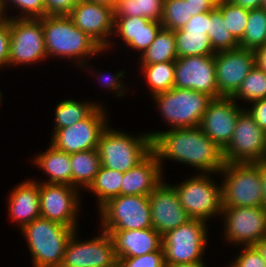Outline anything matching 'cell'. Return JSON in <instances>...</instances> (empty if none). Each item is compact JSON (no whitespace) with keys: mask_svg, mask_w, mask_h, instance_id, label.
Segmentation results:
<instances>
[{"mask_svg":"<svg viewBox=\"0 0 266 267\" xmlns=\"http://www.w3.org/2000/svg\"><path fill=\"white\" fill-rule=\"evenodd\" d=\"M117 258L138 257L162 248V236L152 227L133 230H110Z\"/></svg>","mask_w":266,"mask_h":267,"instance_id":"7402d4cb","label":"cell"},{"mask_svg":"<svg viewBox=\"0 0 266 267\" xmlns=\"http://www.w3.org/2000/svg\"><path fill=\"white\" fill-rule=\"evenodd\" d=\"M246 107H240L232 97L213 98L202 117L199 128L222 150L229 144L239 114Z\"/></svg>","mask_w":266,"mask_h":267,"instance_id":"d6986e66","label":"cell"},{"mask_svg":"<svg viewBox=\"0 0 266 267\" xmlns=\"http://www.w3.org/2000/svg\"><path fill=\"white\" fill-rule=\"evenodd\" d=\"M218 2L219 0H188L189 15L210 12L217 7Z\"/></svg>","mask_w":266,"mask_h":267,"instance_id":"bcb514c9","label":"cell"},{"mask_svg":"<svg viewBox=\"0 0 266 267\" xmlns=\"http://www.w3.org/2000/svg\"><path fill=\"white\" fill-rule=\"evenodd\" d=\"M214 58L218 97H232L255 66L254 51L238 47L216 52Z\"/></svg>","mask_w":266,"mask_h":267,"instance_id":"e0dca14e","label":"cell"},{"mask_svg":"<svg viewBox=\"0 0 266 267\" xmlns=\"http://www.w3.org/2000/svg\"><path fill=\"white\" fill-rule=\"evenodd\" d=\"M123 173L101 166L88 190L96 195L98 209L109 199L119 196Z\"/></svg>","mask_w":266,"mask_h":267,"instance_id":"83f0119b","label":"cell"},{"mask_svg":"<svg viewBox=\"0 0 266 267\" xmlns=\"http://www.w3.org/2000/svg\"><path fill=\"white\" fill-rule=\"evenodd\" d=\"M140 56L138 59L141 65L175 62L178 57L174 31L162 28L155 40Z\"/></svg>","mask_w":266,"mask_h":267,"instance_id":"4316f807","label":"cell"},{"mask_svg":"<svg viewBox=\"0 0 266 267\" xmlns=\"http://www.w3.org/2000/svg\"><path fill=\"white\" fill-rule=\"evenodd\" d=\"M32 256V267H60L75 229L39 217L20 230Z\"/></svg>","mask_w":266,"mask_h":267,"instance_id":"3957f363","label":"cell"},{"mask_svg":"<svg viewBox=\"0 0 266 267\" xmlns=\"http://www.w3.org/2000/svg\"><path fill=\"white\" fill-rule=\"evenodd\" d=\"M177 57L215 55L207 33L174 31Z\"/></svg>","mask_w":266,"mask_h":267,"instance_id":"f546056e","label":"cell"},{"mask_svg":"<svg viewBox=\"0 0 266 267\" xmlns=\"http://www.w3.org/2000/svg\"><path fill=\"white\" fill-rule=\"evenodd\" d=\"M0 18V68L9 66L10 53V18Z\"/></svg>","mask_w":266,"mask_h":267,"instance_id":"60d3db41","label":"cell"},{"mask_svg":"<svg viewBox=\"0 0 266 267\" xmlns=\"http://www.w3.org/2000/svg\"><path fill=\"white\" fill-rule=\"evenodd\" d=\"M9 194V217L20 230L34 219L41 217L39 203V181L25 180L12 189Z\"/></svg>","mask_w":266,"mask_h":267,"instance_id":"cb8c5ba5","label":"cell"},{"mask_svg":"<svg viewBox=\"0 0 266 267\" xmlns=\"http://www.w3.org/2000/svg\"><path fill=\"white\" fill-rule=\"evenodd\" d=\"M152 152L163 171V159L194 166L202 173L219 174L224 166L223 152L199 127L176 128L149 133Z\"/></svg>","mask_w":266,"mask_h":267,"instance_id":"6da1fadb","label":"cell"},{"mask_svg":"<svg viewBox=\"0 0 266 267\" xmlns=\"http://www.w3.org/2000/svg\"><path fill=\"white\" fill-rule=\"evenodd\" d=\"M68 17L76 27L94 39L105 51L111 48L110 37L113 35L114 29L112 6L80 0Z\"/></svg>","mask_w":266,"mask_h":267,"instance_id":"ac0fdd59","label":"cell"},{"mask_svg":"<svg viewBox=\"0 0 266 267\" xmlns=\"http://www.w3.org/2000/svg\"><path fill=\"white\" fill-rule=\"evenodd\" d=\"M250 104L252 107H247V111L253 116L257 125L266 132V98L256 100Z\"/></svg>","mask_w":266,"mask_h":267,"instance_id":"ee69618b","label":"cell"},{"mask_svg":"<svg viewBox=\"0 0 266 267\" xmlns=\"http://www.w3.org/2000/svg\"><path fill=\"white\" fill-rule=\"evenodd\" d=\"M97 150L101 166L125 173L152 152V138L149 132L135 137L108 126L100 136Z\"/></svg>","mask_w":266,"mask_h":267,"instance_id":"277c9868","label":"cell"},{"mask_svg":"<svg viewBox=\"0 0 266 267\" xmlns=\"http://www.w3.org/2000/svg\"><path fill=\"white\" fill-rule=\"evenodd\" d=\"M254 247L258 250L263 260L266 262V236L260 239Z\"/></svg>","mask_w":266,"mask_h":267,"instance_id":"f907efd6","label":"cell"},{"mask_svg":"<svg viewBox=\"0 0 266 267\" xmlns=\"http://www.w3.org/2000/svg\"><path fill=\"white\" fill-rule=\"evenodd\" d=\"M8 2L9 6L12 3L14 7L16 6L20 10L19 16L17 14L14 18L39 19L45 16L44 0H0V15L2 18H6L5 10Z\"/></svg>","mask_w":266,"mask_h":267,"instance_id":"74e56055","label":"cell"},{"mask_svg":"<svg viewBox=\"0 0 266 267\" xmlns=\"http://www.w3.org/2000/svg\"><path fill=\"white\" fill-rule=\"evenodd\" d=\"M105 113V108L97 106L85 119L52 131L50 144L68 154L97 149L100 136L108 127Z\"/></svg>","mask_w":266,"mask_h":267,"instance_id":"8fae6325","label":"cell"},{"mask_svg":"<svg viewBox=\"0 0 266 267\" xmlns=\"http://www.w3.org/2000/svg\"><path fill=\"white\" fill-rule=\"evenodd\" d=\"M207 35L215 53L239 47V42L228 31L222 13L217 7L208 12Z\"/></svg>","mask_w":266,"mask_h":267,"instance_id":"d6a6232c","label":"cell"},{"mask_svg":"<svg viewBox=\"0 0 266 267\" xmlns=\"http://www.w3.org/2000/svg\"><path fill=\"white\" fill-rule=\"evenodd\" d=\"M255 164L259 167V173L262 180L263 206L266 208V161L259 160L258 162H255Z\"/></svg>","mask_w":266,"mask_h":267,"instance_id":"c3c4849f","label":"cell"},{"mask_svg":"<svg viewBox=\"0 0 266 267\" xmlns=\"http://www.w3.org/2000/svg\"><path fill=\"white\" fill-rule=\"evenodd\" d=\"M192 15H189L188 0H164L161 24L169 30L182 29Z\"/></svg>","mask_w":266,"mask_h":267,"instance_id":"8d00e7d4","label":"cell"},{"mask_svg":"<svg viewBox=\"0 0 266 267\" xmlns=\"http://www.w3.org/2000/svg\"><path fill=\"white\" fill-rule=\"evenodd\" d=\"M162 28L161 22L146 17H114L113 35L120 36L126 46L142 55Z\"/></svg>","mask_w":266,"mask_h":267,"instance_id":"603a6c76","label":"cell"},{"mask_svg":"<svg viewBox=\"0 0 266 267\" xmlns=\"http://www.w3.org/2000/svg\"><path fill=\"white\" fill-rule=\"evenodd\" d=\"M101 231L92 239L79 241L75 230L66 244L60 267H117L113 239L108 232Z\"/></svg>","mask_w":266,"mask_h":267,"instance_id":"7c38bea8","label":"cell"},{"mask_svg":"<svg viewBox=\"0 0 266 267\" xmlns=\"http://www.w3.org/2000/svg\"><path fill=\"white\" fill-rule=\"evenodd\" d=\"M34 163L49 175V179L44 183L72 186L70 154L59 151L50 144L45 152L34 157Z\"/></svg>","mask_w":266,"mask_h":267,"instance_id":"d4e9b609","label":"cell"},{"mask_svg":"<svg viewBox=\"0 0 266 267\" xmlns=\"http://www.w3.org/2000/svg\"><path fill=\"white\" fill-rule=\"evenodd\" d=\"M1 100H2V95H1V92H0V104H1V102H2Z\"/></svg>","mask_w":266,"mask_h":267,"instance_id":"9f6ffc18","label":"cell"},{"mask_svg":"<svg viewBox=\"0 0 266 267\" xmlns=\"http://www.w3.org/2000/svg\"><path fill=\"white\" fill-rule=\"evenodd\" d=\"M157 156L151 152L137 166L123 173L120 195L149 196L164 178Z\"/></svg>","mask_w":266,"mask_h":267,"instance_id":"44dd1931","label":"cell"},{"mask_svg":"<svg viewBox=\"0 0 266 267\" xmlns=\"http://www.w3.org/2000/svg\"><path fill=\"white\" fill-rule=\"evenodd\" d=\"M87 1H91V2H97V3H103V4H107L109 6L114 7L115 3L118 0H87Z\"/></svg>","mask_w":266,"mask_h":267,"instance_id":"f5cc1de1","label":"cell"},{"mask_svg":"<svg viewBox=\"0 0 266 267\" xmlns=\"http://www.w3.org/2000/svg\"><path fill=\"white\" fill-rule=\"evenodd\" d=\"M217 8L221 11L228 31L239 42L244 35L248 22L249 9L233 4L229 0H219Z\"/></svg>","mask_w":266,"mask_h":267,"instance_id":"d590c367","label":"cell"},{"mask_svg":"<svg viewBox=\"0 0 266 267\" xmlns=\"http://www.w3.org/2000/svg\"><path fill=\"white\" fill-rule=\"evenodd\" d=\"M232 98L246 102L266 98V72L255 65Z\"/></svg>","mask_w":266,"mask_h":267,"instance_id":"e575fe53","label":"cell"},{"mask_svg":"<svg viewBox=\"0 0 266 267\" xmlns=\"http://www.w3.org/2000/svg\"><path fill=\"white\" fill-rule=\"evenodd\" d=\"M229 267H266V262L254 246H243Z\"/></svg>","mask_w":266,"mask_h":267,"instance_id":"ab89813d","label":"cell"},{"mask_svg":"<svg viewBox=\"0 0 266 267\" xmlns=\"http://www.w3.org/2000/svg\"><path fill=\"white\" fill-rule=\"evenodd\" d=\"M262 7H264L266 9V0H263Z\"/></svg>","mask_w":266,"mask_h":267,"instance_id":"11a10c76","label":"cell"},{"mask_svg":"<svg viewBox=\"0 0 266 267\" xmlns=\"http://www.w3.org/2000/svg\"><path fill=\"white\" fill-rule=\"evenodd\" d=\"M165 267H206L204 262H190V263H178L172 265H166Z\"/></svg>","mask_w":266,"mask_h":267,"instance_id":"816d5d0a","label":"cell"},{"mask_svg":"<svg viewBox=\"0 0 266 267\" xmlns=\"http://www.w3.org/2000/svg\"><path fill=\"white\" fill-rule=\"evenodd\" d=\"M141 72L153 96L166 92L174 87L175 62H162L140 65Z\"/></svg>","mask_w":266,"mask_h":267,"instance_id":"1f68e13d","label":"cell"},{"mask_svg":"<svg viewBox=\"0 0 266 267\" xmlns=\"http://www.w3.org/2000/svg\"><path fill=\"white\" fill-rule=\"evenodd\" d=\"M102 230H133L151 228L149 196L119 195L99 209Z\"/></svg>","mask_w":266,"mask_h":267,"instance_id":"9c48e42d","label":"cell"},{"mask_svg":"<svg viewBox=\"0 0 266 267\" xmlns=\"http://www.w3.org/2000/svg\"><path fill=\"white\" fill-rule=\"evenodd\" d=\"M206 221L190 219L162 236L165 265L203 261L207 246Z\"/></svg>","mask_w":266,"mask_h":267,"instance_id":"ba28073f","label":"cell"},{"mask_svg":"<svg viewBox=\"0 0 266 267\" xmlns=\"http://www.w3.org/2000/svg\"><path fill=\"white\" fill-rule=\"evenodd\" d=\"M208 173H198L187 181L172 185L177 192L181 206L191 219L207 220L222 214V185L211 180Z\"/></svg>","mask_w":266,"mask_h":267,"instance_id":"52a82bcc","label":"cell"},{"mask_svg":"<svg viewBox=\"0 0 266 267\" xmlns=\"http://www.w3.org/2000/svg\"><path fill=\"white\" fill-rule=\"evenodd\" d=\"M208 12L192 16L188 23L182 28L184 32L207 33Z\"/></svg>","mask_w":266,"mask_h":267,"instance_id":"f6af8a7d","label":"cell"},{"mask_svg":"<svg viewBox=\"0 0 266 267\" xmlns=\"http://www.w3.org/2000/svg\"><path fill=\"white\" fill-rule=\"evenodd\" d=\"M223 207L263 206L262 180L255 163H224Z\"/></svg>","mask_w":266,"mask_h":267,"instance_id":"8992f818","label":"cell"},{"mask_svg":"<svg viewBox=\"0 0 266 267\" xmlns=\"http://www.w3.org/2000/svg\"><path fill=\"white\" fill-rule=\"evenodd\" d=\"M174 87L191 89L218 98L214 55L177 58Z\"/></svg>","mask_w":266,"mask_h":267,"instance_id":"2e32d148","label":"cell"},{"mask_svg":"<svg viewBox=\"0 0 266 267\" xmlns=\"http://www.w3.org/2000/svg\"><path fill=\"white\" fill-rule=\"evenodd\" d=\"M149 202L152 228L161 236L191 219L172 184L162 181L149 195Z\"/></svg>","mask_w":266,"mask_h":267,"instance_id":"ffe728a7","label":"cell"},{"mask_svg":"<svg viewBox=\"0 0 266 267\" xmlns=\"http://www.w3.org/2000/svg\"><path fill=\"white\" fill-rule=\"evenodd\" d=\"M262 160L266 161V142H265V148H264Z\"/></svg>","mask_w":266,"mask_h":267,"instance_id":"db71d44e","label":"cell"},{"mask_svg":"<svg viewBox=\"0 0 266 267\" xmlns=\"http://www.w3.org/2000/svg\"><path fill=\"white\" fill-rule=\"evenodd\" d=\"M266 132L244 109L238 116L235 130L229 144L222 150L224 162L255 163L262 160Z\"/></svg>","mask_w":266,"mask_h":267,"instance_id":"4fadbf2b","label":"cell"},{"mask_svg":"<svg viewBox=\"0 0 266 267\" xmlns=\"http://www.w3.org/2000/svg\"><path fill=\"white\" fill-rule=\"evenodd\" d=\"M233 4L242 6L243 8L252 10V9H257L261 8L263 4V0H229Z\"/></svg>","mask_w":266,"mask_h":267,"instance_id":"681fc988","label":"cell"},{"mask_svg":"<svg viewBox=\"0 0 266 267\" xmlns=\"http://www.w3.org/2000/svg\"><path fill=\"white\" fill-rule=\"evenodd\" d=\"M79 189L66 184L39 183L40 215L50 221L77 230ZM79 197V198H78Z\"/></svg>","mask_w":266,"mask_h":267,"instance_id":"9a60e30c","label":"cell"},{"mask_svg":"<svg viewBox=\"0 0 266 267\" xmlns=\"http://www.w3.org/2000/svg\"><path fill=\"white\" fill-rule=\"evenodd\" d=\"M164 0H118L114 17H146L161 22Z\"/></svg>","mask_w":266,"mask_h":267,"instance_id":"f1b7e54d","label":"cell"},{"mask_svg":"<svg viewBox=\"0 0 266 267\" xmlns=\"http://www.w3.org/2000/svg\"><path fill=\"white\" fill-rule=\"evenodd\" d=\"M164 251L161 248L138 257L118 258L117 267H165Z\"/></svg>","mask_w":266,"mask_h":267,"instance_id":"f35d334b","label":"cell"},{"mask_svg":"<svg viewBox=\"0 0 266 267\" xmlns=\"http://www.w3.org/2000/svg\"><path fill=\"white\" fill-rule=\"evenodd\" d=\"M152 97L170 129L199 127L208 104L213 99L202 92L175 87Z\"/></svg>","mask_w":266,"mask_h":267,"instance_id":"5b68a950","label":"cell"},{"mask_svg":"<svg viewBox=\"0 0 266 267\" xmlns=\"http://www.w3.org/2000/svg\"><path fill=\"white\" fill-rule=\"evenodd\" d=\"M255 65L266 72V44L254 50Z\"/></svg>","mask_w":266,"mask_h":267,"instance_id":"7dc6e473","label":"cell"},{"mask_svg":"<svg viewBox=\"0 0 266 267\" xmlns=\"http://www.w3.org/2000/svg\"><path fill=\"white\" fill-rule=\"evenodd\" d=\"M97 106H102L96 102H81L72 99L62 100L55 109V128H65L74 125L80 120L85 119Z\"/></svg>","mask_w":266,"mask_h":267,"instance_id":"4dcf8cb0","label":"cell"},{"mask_svg":"<svg viewBox=\"0 0 266 267\" xmlns=\"http://www.w3.org/2000/svg\"><path fill=\"white\" fill-rule=\"evenodd\" d=\"M80 0H44L45 16L68 15Z\"/></svg>","mask_w":266,"mask_h":267,"instance_id":"b9f144b4","label":"cell"},{"mask_svg":"<svg viewBox=\"0 0 266 267\" xmlns=\"http://www.w3.org/2000/svg\"><path fill=\"white\" fill-rule=\"evenodd\" d=\"M10 18L9 65H32L48 58L40 19Z\"/></svg>","mask_w":266,"mask_h":267,"instance_id":"30bf717a","label":"cell"},{"mask_svg":"<svg viewBox=\"0 0 266 267\" xmlns=\"http://www.w3.org/2000/svg\"><path fill=\"white\" fill-rule=\"evenodd\" d=\"M72 168V186L87 189L94 181L101 167V160L97 149L79 151L70 154Z\"/></svg>","mask_w":266,"mask_h":267,"instance_id":"484cf974","label":"cell"},{"mask_svg":"<svg viewBox=\"0 0 266 267\" xmlns=\"http://www.w3.org/2000/svg\"><path fill=\"white\" fill-rule=\"evenodd\" d=\"M39 19L44 30L48 58L55 56L76 59L79 60L77 66L82 68L83 65H88V57L105 51L94 39L76 27L68 15L44 16Z\"/></svg>","mask_w":266,"mask_h":267,"instance_id":"7a4b0ae2","label":"cell"},{"mask_svg":"<svg viewBox=\"0 0 266 267\" xmlns=\"http://www.w3.org/2000/svg\"><path fill=\"white\" fill-rule=\"evenodd\" d=\"M124 73L125 72L122 70V71H118L113 76H111L110 74L109 75L102 74V75H100L101 77L97 75V78L100 77L98 80L103 81V83H104L103 85L106 87V89L108 88L107 90L114 92V93H117V97H121L127 91V90H124L125 86H122L124 84H123V82H121V79L125 78Z\"/></svg>","mask_w":266,"mask_h":267,"instance_id":"7bdbcfd3","label":"cell"},{"mask_svg":"<svg viewBox=\"0 0 266 267\" xmlns=\"http://www.w3.org/2000/svg\"><path fill=\"white\" fill-rule=\"evenodd\" d=\"M266 44V9L264 7L249 10L248 22L239 47L256 50Z\"/></svg>","mask_w":266,"mask_h":267,"instance_id":"836d02e7","label":"cell"},{"mask_svg":"<svg viewBox=\"0 0 266 267\" xmlns=\"http://www.w3.org/2000/svg\"><path fill=\"white\" fill-rule=\"evenodd\" d=\"M225 239L234 245L254 246L266 236V208L223 207Z\"/></svg>","mask_w":266,"mask_h":267,"instance_id":"5bb4252c","label":"cell"}]
</instances>
